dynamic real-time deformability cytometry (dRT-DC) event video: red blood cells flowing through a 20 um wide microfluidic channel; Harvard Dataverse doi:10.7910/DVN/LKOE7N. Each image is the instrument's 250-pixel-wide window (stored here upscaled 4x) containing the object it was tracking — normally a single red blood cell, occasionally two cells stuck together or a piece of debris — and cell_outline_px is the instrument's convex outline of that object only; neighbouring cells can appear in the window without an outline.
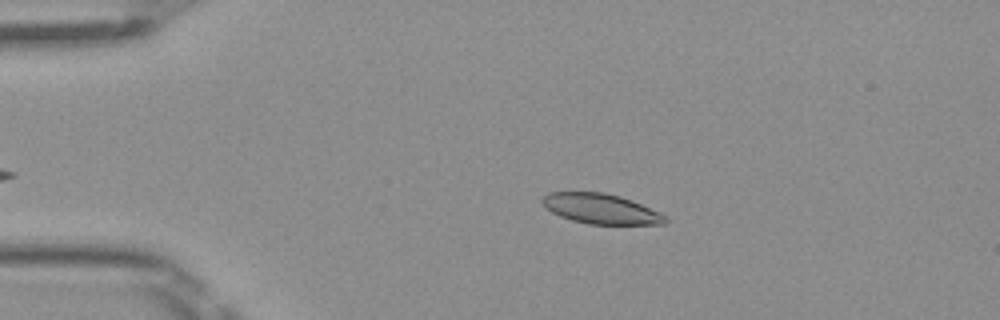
{"species": "Egyptian fruit bat (a non-hibernating species)", "species_latin": "Rousettus aegyptiacus", "temperature_condition": "room temperature", "stored_images_in_passage": 42, "camera_frame_rate_fps": 3000, "um_per_image_px": 0.085, "frame": {"image": 1, "passage_image": 8, "time_ms": 2.333, "image_size_px": [1000, 320], "cell_outline_px": [[668, 220], [664, 224], [588, 224], [572, 220], [560, 216], [552, 212], [540, 200], [548, 192], [604, 192], [620, 196], [632, 200], [660, 212], [668, 216]], "centroid_in_image_um": [51.11, 17.74], "position_along_channel_um": 33.9, "area_um2": 21.56}}
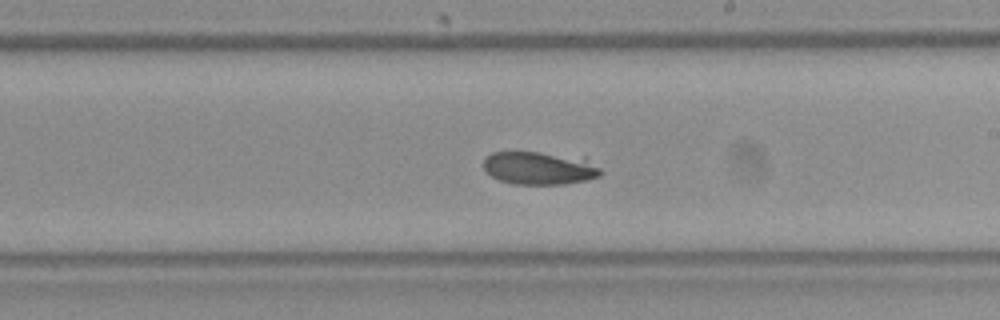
{"frame": {"image": 2, "passage_image": 27, "time_ms": 8.667, "image_size_px": [1000, 320], "cell_outline_px": [[604, 172], [600, 176], [584, 180], [564, 184], [512, 184], [500, 180], [492, 176], [484, 168], [484, 156], [492, 152], [540, 152], [584, 156], [600, 168]], "centroid_in_image_um": [45.89, 14.27], "position_along_channel_um": 243.1, "area_um2": 22.83}}
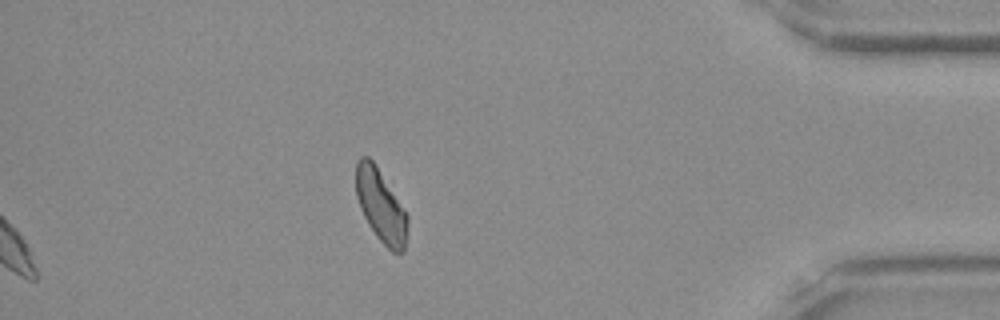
{"frame": {"image": 3, "passage_image": 42, "time_ms": 13.667, "image_size_px": [1000, 320], "cell_outline_px": [[408, 224], [404, 252], [392, 252], [376, 236], [368, 224], [360, 208], [356, 196], [356, 160], [360, 156], [368, 156], [376, 164], [408, 216]], "centroid_in_image_um": [32.35, 17.47], "position_along_channel_um": 402.8, "area_um2": 21.79}, "authors_computed_cell_mechanics": {"area_um2": 22.8888, "velocity_mm_per_s": 4.0279, "shape_relaxation_time_tau1_ms": 5.7963, "shape_relaxation_time_tau2_ms": null, "deformation_change_tau1": 0.1384, "deformation_change_tau2": null}}